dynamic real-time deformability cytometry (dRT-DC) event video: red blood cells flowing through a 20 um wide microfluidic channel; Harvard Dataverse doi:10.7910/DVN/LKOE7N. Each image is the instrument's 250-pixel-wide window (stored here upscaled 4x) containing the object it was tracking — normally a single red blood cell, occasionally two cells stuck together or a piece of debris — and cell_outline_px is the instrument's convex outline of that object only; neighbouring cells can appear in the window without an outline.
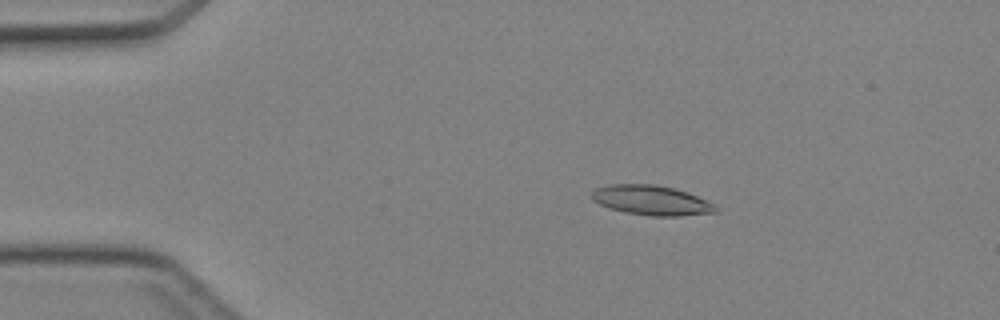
{"species": "Egyptian fruit bat (a non-hibernating species)", "species_latin": "Rousettus aegyptiacus", "temperature_condition": "cold", "stored_images_in_passage": 37, "camera_frame_rate_fps": 3000, "um_per_image_px": 0.085, "animal": {"sex": "female"}, "frame": {"image": 1, "passage_image": 1, "time_ms": 0.0, "image_size_px": [1000, 320], "cell_outline_px": [[716, 212], [680, 216], [648, 216], [624, 212], [608, 208], [592, 200], [588, 196], [596, 188], [608, 184], [652, 184], [672, 188], [688, 192], [716, 204]], "centroid_in_image_um": [55.33, 17.03], "position_along_channel_um": 29.7, "area_um2": 21.68}}
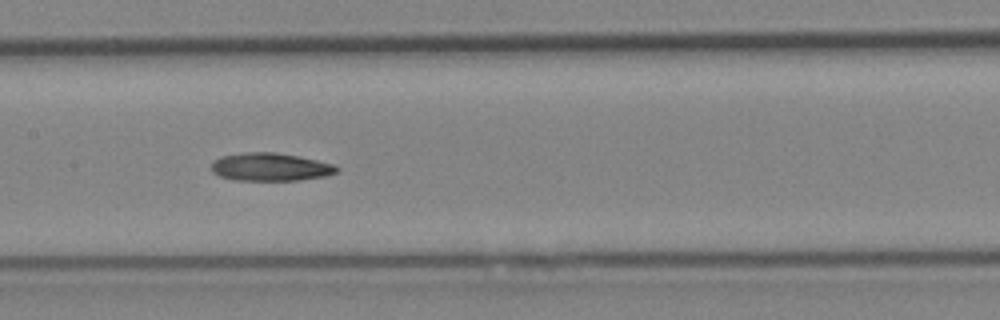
{"frame": {"image": 2, "passage_image": 15, "time_ms": 4.667, "image_size_px": [1000, 320], "cell_outline_px": [[340, 168], [336, 172], [328, 176], [300, 180], [232, 180], [220, 176], [212, 172], [212, 164], [216, 160], [224, 156], [244, 152], [276, 152], [300, 156], [336, 164]], "centroid_in_image_um": [23.05, 14.19], "position_along_channel_um": 184.3, "area_um2": 20.58}}
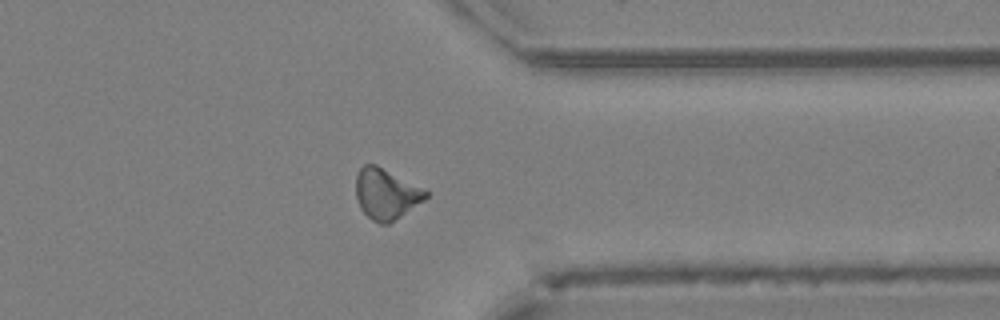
{"frame": {"image": 3, "passage_image": 28, "time_ms": 9.0, "image_size_px": [1000, 320], "cell_outline_px": [[428, 196], [424, 200], [388, 224], [380, 224], [372, 220], [360, 208], [356, 196], [356, 176], [360, 168], [364, 164], [376, 164], [428, 192]], "centroid_in_image_um": [32.78, 16.48], "position_along_channel_um": 378.6, "area_um2": 20.17}}